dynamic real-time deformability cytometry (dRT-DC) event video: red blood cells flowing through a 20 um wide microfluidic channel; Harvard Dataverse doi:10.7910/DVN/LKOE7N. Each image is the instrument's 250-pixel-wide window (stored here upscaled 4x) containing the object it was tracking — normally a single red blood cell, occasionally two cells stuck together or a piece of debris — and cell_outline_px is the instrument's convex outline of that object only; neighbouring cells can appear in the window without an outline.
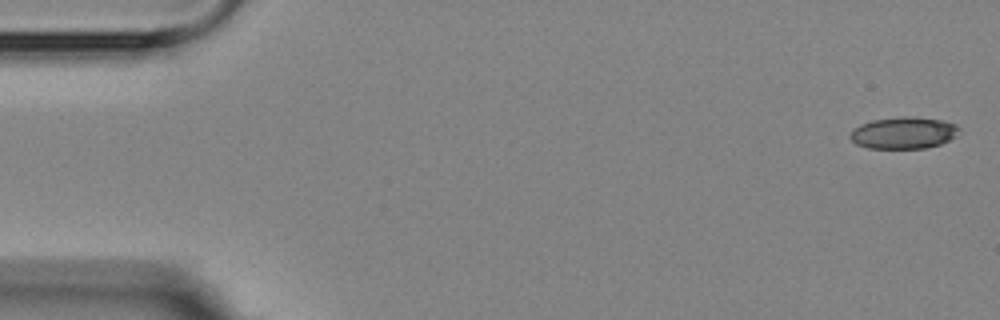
{"species": "Egyptian fruit bat (a non-hibernating species)", "species_latin": "Rousettus aegyptiacus", "temperature_condition": "room temperature", "stored_images_in_passage": 6, "segment_of_instrument_passage": [1, 2], "camera_frame_rate_fps": 3000, "um_per_image_px": 0.085, "animal": {"sex": "female"}, "frame": {"image": 1, "passage_image": 1, "time_ms": 0.0, "image_size_px": [1000, 320], "cell_outline_px": [[960, 128], [948, 140], [940, 144], [924, 148], [868, 148], [856, 144], [848, 136], [860, 124], [872, 120], [904, 116], [912, 116], [944, 120], [956, 124]], "centroid_in_image_um": [76.79, 11.28], "position_along_channel_um": 8.2, "area_um2": 20.0}}
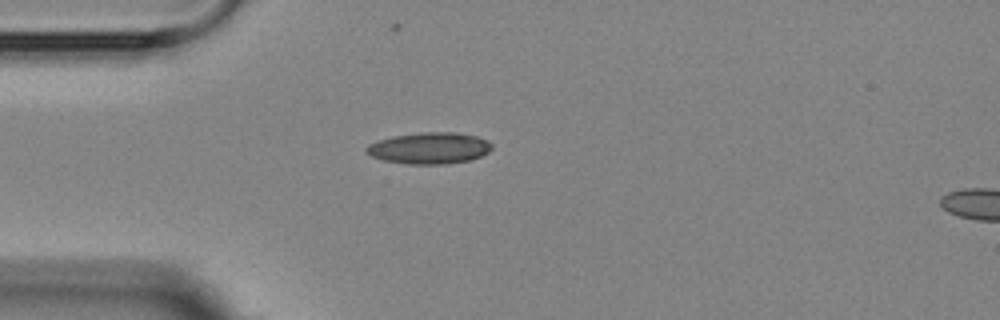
{"frame": {"image": 2, "passage_image": 5, "time_ms": 4.333, "image_size_px": [1000, 320], "cell_outline_px": [[492, 148], [488, 152], [480, 156], [468, 160], [444, 164], [408, 164], [384, 160], [372, 156], [364, 152], [364, 148], [368, 144], [392, 136], [420, 132], [452, 132], [476, 136], [488, 140], [492, 144]], "centroid_in_image_um": [36.48, 12.58], "position_along_channel_um": 48.5, "area_um2": 22.95}}